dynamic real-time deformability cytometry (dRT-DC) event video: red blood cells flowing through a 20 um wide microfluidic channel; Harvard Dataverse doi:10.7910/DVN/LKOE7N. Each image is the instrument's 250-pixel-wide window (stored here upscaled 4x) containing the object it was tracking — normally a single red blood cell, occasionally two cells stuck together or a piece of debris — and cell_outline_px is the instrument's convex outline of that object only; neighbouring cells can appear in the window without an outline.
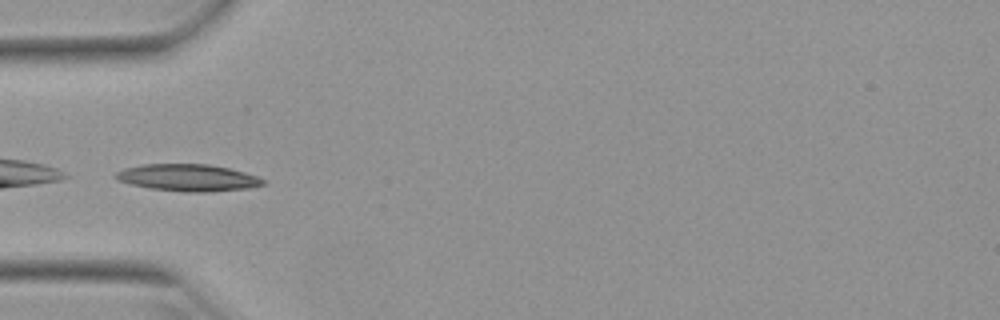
{"species": "Egyptian fruit bat (a non-hibernating species)", "species_latin": "Rousettus aegyptiacus", "temperature_condition": "warm", "stored_images_in_passage": 34, "camera_frame_rate_fps": 3000, "um_per_image_px": 0.085, "animal": {"sex": "female"}, "frame": {"image": 1, "passage_image": 1, "time_ms": 0.0, "image_size_px": [1000, 320], "cell_outline_px": [[268, 184], [248, 188], [208, 192], [188, 192], [152, 188], [132, 184], [116, 180], [112, 176], [116, 172], [124, 168], [144, 164], [208, 164], [228, 168], [260, 176]], "centroid_in_image_um": [16.0, 15.1], "position_along_channel_um": 69.0, "area_um2": 23.18}}
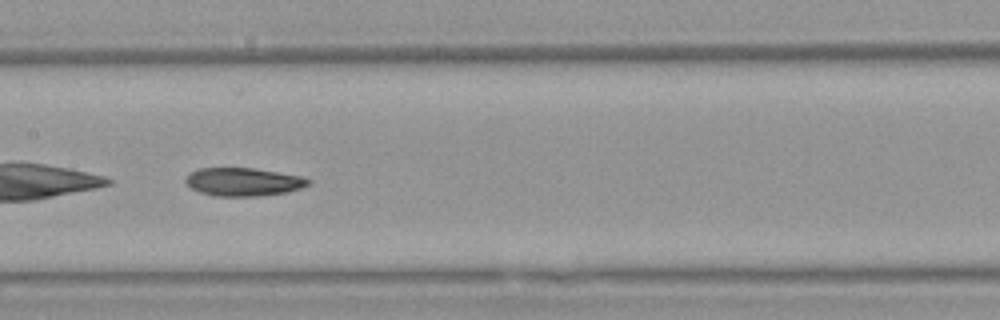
{"frame": {"image": 2, "passage_image": 10, "time_ms": 3.0, "image_size_px": [1000, 320], "cell_outline_px": [[312, 180], [308, 184], [300, 188], [288, 192], [256, 196], [212, 196], [200, 192], [192, 188], [184, 180], [184, 176], [188, 172], [200, 168], [252, 168], [304, 176]], "centroid_in_image_um": [20.66, 15.45], "position_along_channel_um": 186.7, "area_um2": 20.29}}
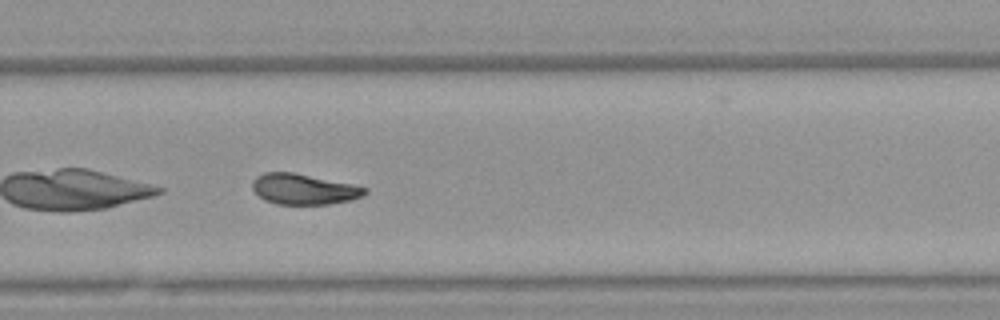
{"frame": {"image": 3, "passage_image": 19, "time_ms": 6.0, "image_size_px": [1000, 320], "cell_outline_px": [[368, 192], [364, 196], [352, 200], [328, 204], [276, 204], [264, 200], [252, 188], [252, 180], [256, 176], [264, 172], [292, 172], [352, 184], [368, 188]], "centroid_in_image_um": [25.83, 16.08], "position_along_channel_um": 304.0, "area_um2": 20.11}, "authors_computed_cell_mechanics": {"area_um2": 20.7791, "velocity_mm_per_s": 3.9227, "shape_relaxation_time_tau1_ms": 5.1424, "shape_relaxation_time_tau2_ms": 4.0312, "deformation_change_tau1": 0.1563, "deformation_change_tau2": 0.107}}